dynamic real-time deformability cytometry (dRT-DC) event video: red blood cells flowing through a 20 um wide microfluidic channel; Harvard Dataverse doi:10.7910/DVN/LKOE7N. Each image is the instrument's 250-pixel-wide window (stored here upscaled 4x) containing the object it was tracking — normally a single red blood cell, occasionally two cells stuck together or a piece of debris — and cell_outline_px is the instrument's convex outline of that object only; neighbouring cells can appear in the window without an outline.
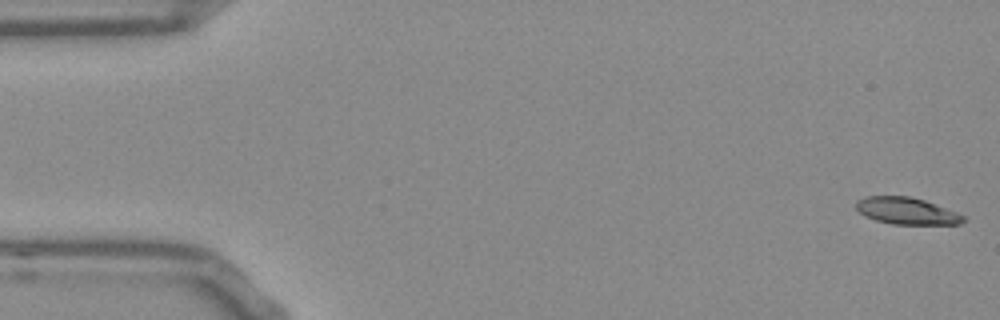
{"species": "Egyptian fruit bat (a non-hibernating species)", "species_latin": "Rousettus aegyptiacus", "temperature_condition": "room temperature", "stored_images_in_passage": 53, "camera_frame_rate_fps": 3000, "um_per_image_px": 0.085, "frame": {"image": 1, "passage_image": 1, "time_ms": 0.0, "image_size_px": [1000, 320], "cell_outline_px": [[968, 220], [960, 224], [892, 224], [876, 220], [864, 216], [856, 208], [856, 200], [864, 196], [908, 196], [924, 200], [956, 212], [964, 216]], "centroid_in_image_um": [77.05, 17.93], "position_along_channel_um": 7.9, "area_um2": 16.76}}
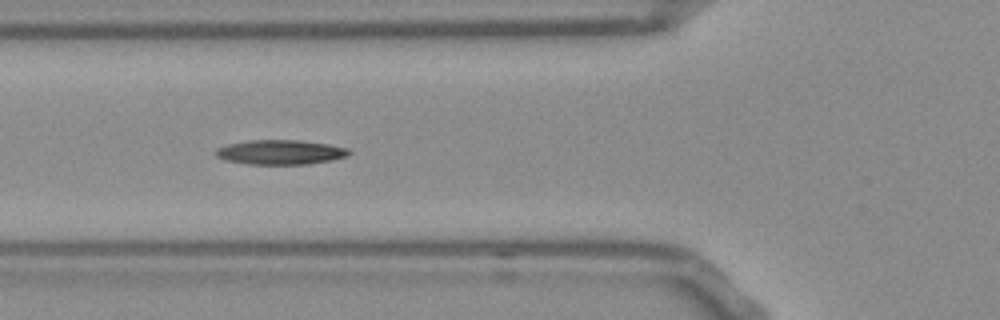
{"frame": {"image": 2, "passage_image": 19, "time_ms": 6.0, "image_size_px": [1000, 320], "cell_outline_px": [[352, 152], [348, 156], [308, 164], [248, 164], [224, 160], [216, 156], [212, 152], [216, 148], [228, 144], [248, 140], [300, 140], [328, 144], [348, 148]], "centroid_in_image_um": [23.79, 12.93], "position_along_channel_um": 102.0, "area_um2": 19.19}}
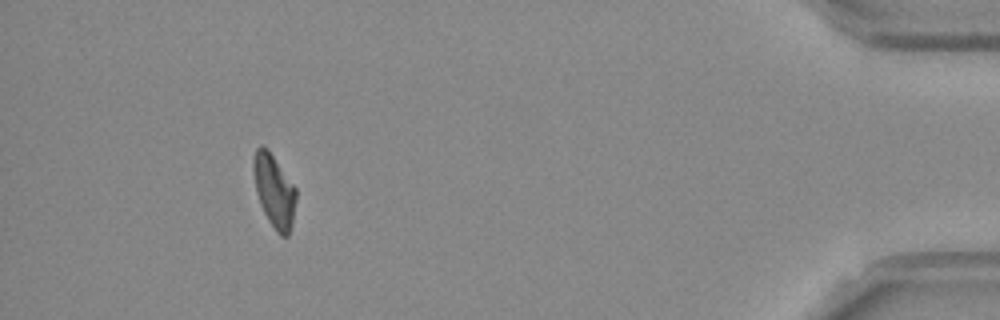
{"frame": {"image": 3, "passage_image": 49, "time_ms": 16.0, "image_size_px": [1000, 320], "cell_outline_px": [[296, 200], [292, 224], [288, 236], [280, 236], [276, 232], [268, 220], [260, 204], [256, 192], [252, 172], [252, 160], [256, 148], [260, 144], [268, 148], [296, 188]], "centroid_in_image_um": [23.28, 16.19], "position_along_channel_um": 411.9, "area_um2": 18.38}, "authors_computed_cell_mechanics": {"area_um2": 18.1492, "velocity_mm_per_s": 3.7566, "shape_relaxation_time_tau1_ms": null, "shape_relaxation_time_tau2_ms": 7.7973, "deformation_change_tau1": null, "deformation_change_tau2": 0.1614}}